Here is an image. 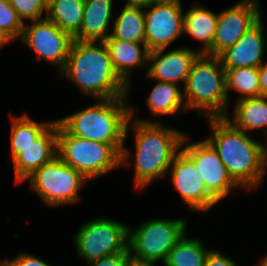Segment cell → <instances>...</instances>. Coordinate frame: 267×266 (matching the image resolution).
<instances>
[{"instance_id":"6da1fadb","label":"cell","mask_w":267,"mask_h":266,"mask_svg":"<svg viewBox=\"0 0 267 266\" xmlns=\"http://www.w3.org/2000/svg\"><path fill=\"white\" fill-rule=\"evenodd\" d=\"M207 119L213 135L205 140L218 153L232 179L247 191L260 186L267 170V146L235 127L226 117Z\"/></svg>"},{"instance_id":"7a4b0ae2","label":"cell","mask_w":267,"mask_h":266,"mask_svg":"<svg viewBox=\"0 0 267 266\" xmlns=\"http://www.w3.org/2000/svg\"><path fill=\"white\" fill-rule=\"evenodd\" d=\"M59 74L96 100L128 98L130 92L131 86L115 71L104 41L73 40Z\"/></svg>"},{"instance_id":"3957f363","label":"cell","mask_w":267,"mask_h":266,"mask_svg":"<svg viewBox=\"0 0 267 266\" xmlns=\"http://www.w3.org/2000/svg\"><path fill=\"white\" fill-rule=\"evenodd\" d=\"M126 99H97L95 104L57 121L70 135L111 144L121 154V165H130V151L124 144L135 112Z\"/></svg>"},{"instance_id":"277c9868","label":"cell","mask_w":267,"mask_h":266,"mask_svg":"<svg viewBox=\"0 0 267 266\" xmlns=\"http://www.w3.org/2000/svg\"><path fill=\"white\" fill-rule=\"evenodd\" d=\"M130 127L134 133L136 148L134 186L142 189L151 181L166 176L172 160L181 151L186 134L158 122L137 118Z\"/></svg>"},{"instance_id":"5b68a950","label":"cell","mask_w":267,"mask_h":266,"mask_svg":"<svg viewBox=\"0 0 267 266\" xmlns=\"http://www.w3.org/2000/svg\"><path fill=\"white\" fill-rule=\"evenodd\" d=\"M187 110L198 109V119L226 117L228 95L226 72L217 56L200 54L193 62L183 88Z\"/></svg>"},{"instance_id":"8992f818","label":"cell","mask_w":267,"mask_h":266,"mask_svg":"<svg viewBox=\"0 0 267 266\" xmlns=\"http://www.w3.org/2000/svg\"><path fill=\"white\" fill-rule=\"evenodd\" d=\"M57 148V155L88 181L121 166V154L111 144L70 135L59 123Z\"/></svg>"},{"instance_id":"52a82bcc","label":"cell","mask_w":267,"mask_h":266,"mask_svg":"<svg viewBox=\"0 0 267 266\" xmlns=\"http://www.w3.org/2000/svg\"><path fill=\"white\" fill-rule=\"evenodd\" d=\"M185 219H150L131 229L128 250L134 258L152 262H165L170 250L185 235Z\"/></svg>"},{"instance_id":"ba28073f","label":"cell","mask_w":267,"mask_h":266,"mask_svg":"<svg viewBox=\"0 0 267 266\" xmlns=\"http://www.w3.org/2000/svg\"><path fill=\"white\" fill-rule=\"evenodd\" d=\"M29 179V180H28ZM31 190L50 206L80 201V189L88 180L58 155L26 178Z\"/></svg>"},{"instance_id":"9c48e42d","label":"cell","mask_w":267,"mask_h":266,"mask_svg":"<svg viewBox=\"0 0 267 266\" xmlns=\"http://www.w3.org/2000/svg\"><path fill=\"white\" fill-rule=\"evenodd\" d=\"M129 226L108 218L83 224L74 238L79 257L91 262L128 250Z\"/></svg>"},{"instance_id":"30bf717a","label":"cell","mask_w":267,"mask_h":266,"mask_svg":"<svg viewBox=\"0 0 267 266\" xmlns=\"http://www.w3.org/2000/svg\"><path fill=\"white\" fill-rule=\"evenodd\" d=\"M20 40L33 50L38 58L58 66L61 71L69 55L73 38L47 17L24 24Z\"/></svg>"},{"instance_id":"8fae6325","label":"cell","mask_w":267,"mask_h":266,"mask_svg":"<svg viewBox=\"0 0 267 266\" xmlns=\"http://www.w3.org/2000/svg\"><path fill=\"white\" fill-rule=\"evenodd\" d=\"M185 135L181 150L195 163L207 190L218 200L227 197L240 186L229 175L215 149L204 139L189 142Z\"/></svg>"},{"instance_id":"7c38bea8","label":"cell","mask_w":267,"mask_h":266,"mask_svg":"<svg viewBox=\"0 0 267 266\" xmlns=\"http://www.w3.org/2000/svg\"><path fill=\"white\" fill-rule=\"evenodd\" d=\"M181 2H151L144 8L145 43L150 51L170 47L183 34Z\"/></svg>"},{"instance_id":"4fadbf2b","label":"cell","mask_w":267,"mask_h":266,"mask_svg":"<svg viewBox=\"0 0 267 266\" xmlns=\"http://www.w3.org/2000/svg\"><path fill=\"white\" fill-rule=\"evenodd\" d=\"M168 172L181 200L192 211L207 212L219 202L207 190L195 163L182 150L172 160Z\"/></svg>"},{"instance_id":"5bb4252c","label":"cell","mask_w":267,"mask_h":266,"mask_svg":"<svg viewBox=\"0 0 267 266\" xmlns=\"http://www.w3.org/2000/svg\"><path fill=\"white\" fill-rule=\"evenodd\" d=\"M258 0H241L218 13L213 42V56H219L233 46L261 18Z\"/></svg>"},{"instance_id":"9a60e30c","label":"cell","mask_w":267,"mask_h":266,"mask_svg":"<svg viewBox=\"0 0 267 266\" xmlns=\"http://www.w3.org/2000/svg\"><path fill=\"white\" fill-rule=\"evenodd\" d=\"M166 49L150 51L147 78L177 85L182 81L184 86L193 62L201 53L188 47L176 48L164 53Z\"/></svg>"},{"instance_id":"2e32d148","label":"cell","mask_w":267,"mask_h":266,"mask_svg":"<svg viewBox=\"0 0 267 266\" xmlns=\"http://www.w3.org/2000/svg\"><path fill=\"white\" fill-rule=\"evenodd\" d=\"M262 18L251 27L233 46L227 48L218 57L224 69L257 67L263 62L266 50Z\"/></svg>"},{"instance_id":"e0dca14e","label":"cell","mask_w":267,"mask_h":266,"mask_svg":"<svg viewBox=\"0 0 267 266\" xmlns=\"http://www.w3.org/2000/svg\"><path fill=\"white\" fill-rule=\"evenodd\" d=\"M58 121L54 123L24 149L12 162L15 168V182H24L38 168L50 162L57 156Z\"/></svg>"},{"instance_id":"ac0fdd59","label":"cell","mask_w":267,"mask_h":266,"mask_svg":"<svg viewBox=\"0 0 267 266\" xmlns=\"http://www.w3.org/2000/svg\"><path fill=\"white\" fill-rule=\"evenodd\" d=\"M113 0H85L84 15L78 41H105L110 35ZM110 32V33H109Z\"/></svg>"},{"instance_id":"d6986e66","label":"cell","mask_w":267,"mask_h":266,"mask_svg":"<svg viewBox=\"0 0 267 266\" xmlns=\"http://www.w3.org/2000/svg\"><path fill=\"white\" fill-rule=\"evenodd\" d=\"M104 42L110 53L115 71L130 86L132 69L137 66L145 68L146 63L149 61L150 50L147 44L125 42L119 39H113L111 36Z\"/></svg>"},{"instance_id":"ffe728a7","label":"cell","mask_w":267,"mask_h":266,"mask_svg":"<svg viewBox=\"0 0 267 266\" xmlns=\"http://www.w3.org/2000/svg\"><path fill=\"white\" fill-rule=\"evenodd\" d=\"M218 14L206 9L203 6H197L196 3L190 6V9L184 13L183 34L186 33L198 41H202L203 46L197 49L201 54L213 56V42L217 29Z\"/></svg>"},{"instance_id":"44dd1931","label":"cell","mask_w":267,"mask_h":266,"mask_svg":"<svg viewBox=\"0 0 267 266\" xmlns=\"http://www.w3.org/2000/svg\"><path fill=\"white\" fill-rule=\"evenodd\" d=\"M226 118L238 129L251 132L263 129L267 138V98L256 97L246 98L236 101L234 115L231 120L227 115Z\"/></svg>"},{"instance_id":"7402d4cb","label":"cell","mask_w":267,"mask_h":266,"mask_svg":"<svg viewBox=\"0 0 267 266\" xmlns=\"http://www.w3.org/2000/svg\"><path fill=\"white\" fill-rule=\"evenodd\" d=\"M146 104L151 115L156 117L188 111L183 98V89L174 83L158 81L146 99Z\"/></svg>"},{"instance_id":"603a6c76","label":"cell","mask_w":267,"mask_h":266,"mask_svg":"<svg viewBox=\"0 0 267 266\" xmlns=\"http://www.w3.org/2000/svg\"><path fill=\"white\" fill-rule=\"evenodd\" d=\"M111 37L125 42L145 43L144 8L125 6L113 17Z\"/></svg>"},{"instance_id":"cb8c5ba5","label":"cell","mask_w":267,"mask_h":266,"mask_svg":"<svg viewBox=\"0 0 267 266\" xmlns=\"http://www.w3.org/2000/svg\"><path fill=\"white\" fill-rule=\"evenodd\" d=\"M85 0H56L47 11V18L74 38L81 29Z\"/></svg>"},{"instance_id":"d4e9b609","label":"cell","mask_w":267,"mask_h":266,"mask_svg":"<svg viewBox=\"0 0 267 266\" xmlns=\"http://www.w3.org/2000/svg\"><path fill=\"white\" fill-rule=\"evenodd\" d=\"M11 157L14 160L19 154L24 152L28 146L37 140L53 123L36 122L27 114L19 117H11Z\"/></svg>"},{"instance_id":"484cf974","label":"cell","mask_w":267,"mask_h":266,"mask_svg":"<svg viewBox=\"0 0 267 266\" xmlns=\"http://www.w3.org/2000/svg\"><path fill=\"white\" fill-rule=\"evenodd\" d=\"M186 235L187 233L170 250L164 266H205L207 254L211 249H205L203 242L189 239Z\"/></svg>"},{"instance_id":"4316f807","label":"cell","mask_w":267,"mask_h":266,"mask_svg":"<svg viewBox=\"0 0 267 266\" xmlns=\"http://www.w3.org/2000/svg\"><path fill=\"white\" fill-rule=\"evenodd\" d=\"M226 72V91L229 90L239 93L237 101L246 98L261 97L259 68L241 67L225 69Z\"/></svg>"},{"instance_id":"83f0119b","label":"cell","mask_w":267,"mask_h":266,"mask_svg":"<svg viewBox=\"0 0 267 266\" xmlns=\"http://www.w3.org/2000/svg\"><path fill=\"white\" fill-rule=\"evenodd\" d=\"M25 22L18 16L9 0H0V38L7 44L20 39Z\"/></svg>"},{"instance_id":"f1b7e54d","label":"cell","mask_w":267,"mask_h":266,"mask_svg":"<svg viewBox=\"0 0 267 266\" xmlns=\"http://www.w3.org/2000/svg\"><path fill=\"white\" fill-rule=\"evenodd\" d=\"M12 7L17 12L18 16L24 20H39L46 18L48 8L44 5L42 0H9ZM45 17H42L43 13Z\"/></svg>"},{"instance_id":"f546056e","label":"cell","mask_w":267,"mask_h":266,"mask_svg":"<svg viewBox=\"0 0 267 266\" xmlns=\"http://www.w3.org/2000/svg\"><path fill=\"white\" fill-rule=\"evenodd\" d=\"M0 266H53L49 263L45 262L42 259H39L38 257L27 254V253H21L19 256L15 257V259L12 260H4L0 262Z\"/></svg>"},{"instance_id":"4dcf8cb0","label":"cell","mask_w":267,"mask_h":266,"mask_svg":"<svg viewBox=\"0 0 267 266\" xmlns=\"http://www.w3.org/2000/svg\"><path fill=\"white\" fill-rule=\"evenodd\" d=\"M130 252L115 253L100 259L88 262L90 266H127L128 258L130 257Z\"/></svg>"},{"instance_id":"1f68e13d","label":"cell","mask_w":267,"mask_h":266,"mask_svg":"<svg viewBox=\"0 0 267 266\" xmlns=\"http://www.w3.org/2000/svg\"><path fill=\"white\" fill-rule=\"evenodd\" d=\"M205 266H238L231 258L218 250L211 249L207 254Z\"/></svg>"},{"instance_id":"d6a6232c","label":"cell","mask_w":267,"mask_h":266,"mask_svg":"<svg viewBox=\"0 0 267 266\" xmlns=\"http://www.w3.org/2000/svg\"><path fill=\"white\" fill-rule=\"evenodd\" d=\"M259 78H260L261 97L267 98V63H263L259 67Z\"/></svg>"},{"instance_id":"836d02e7","label":"cell","mask_w":267,"mask_h":266,"mask_svg":"<svg viewBox=\"0 0 267 266\" xmlns=\"http://www.w3.org/2000/svg\"><path fill=\"white\" fill-rule=\"evenodd\" d=\"M127 266H156L155 262L140 260L134 258L132 255L128 258Z\"/></svg>"},{"instance_id":"e575fe53","label":"cell","mask_w":267,"mask_h":266,"mask_svg":"<svg viewBox=\"0 0 267 266\" xmlns=\"http://www.w3.org/2000/svg\"><path fill=\"white\" fill-rule=\"evenodd\" d=\"M150 3L151 0H127L125 6L146 8Z\"/></svg>"},{"instance_id":"d590c367","label":"cell","mask_w":267,"mask_h":266,"mask_svg":"<svg viewBox=\"0 0 267 266\" xmlns=\"http://www.w3.org/2000/svg\"><path fill=\"white\" fill-rule=\"evenodd\" d=\"M44 5L49 8L56 0H42Z\"/></svg>"},{"instance_id":"8d00e7d4","label":"cell","mask_w":267,"mask_h":266,"mask_svg":"<svg viewBox=\"0 0 267 266\" xmlns=\"http://www.w3.org/2000/svg\"><path fill=\"white\" fill-rule=\"evenodd\" d=\"M151 2H181L180 0H151Z\"/></svg>"},{"instance_id":"74e56055","label":"cell","mask_w":267,"mask_h":266,"mask_svg":"<svg viewBox=\"0 0 267 266\" xmlns=\"http://www.w3.org/2000/svg\"><path fill=\"white\" fill-rule=\"evenodd\" d=\"M258 266H267V255L260 261Z\"/></svg>"},{"instance_id":"f35d334b","label":"cell","mask_w":267,"mask_h":266,"mask_svg":"<svg viewBox=\"0 0 267 266\" xmlns=\"http://www.w3.org/2000/svg\"><path fill=\"white\" fill-rule=\"evenodd\" d=\"M6 43L0 38V49L4 47Z\"/></svg>"}]
</instances>
